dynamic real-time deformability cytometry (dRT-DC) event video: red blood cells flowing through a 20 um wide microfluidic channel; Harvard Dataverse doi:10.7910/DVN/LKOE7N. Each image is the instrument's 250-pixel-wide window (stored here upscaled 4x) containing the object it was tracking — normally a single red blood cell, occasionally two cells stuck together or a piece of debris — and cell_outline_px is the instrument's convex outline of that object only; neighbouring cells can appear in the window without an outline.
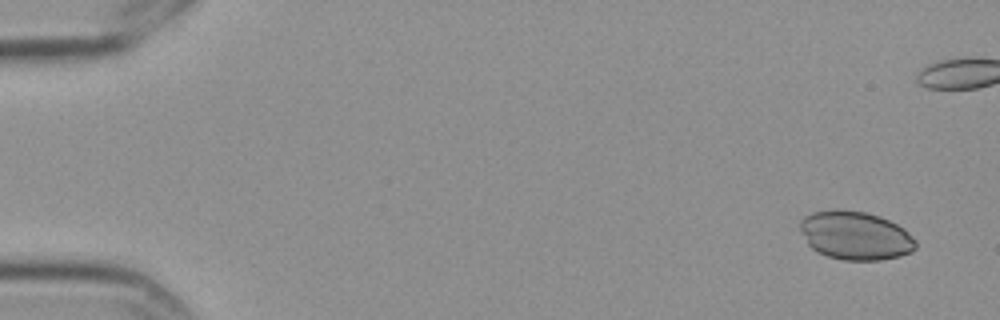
{"species": "Egyptian fruit bat (a non-hibernating species)", "species_latin": "Rousettus aegyptiacus", "temperature_condition": "cold", "stored_images_in_passage": 6, "camera_frame_rate_fps": 3000, "um_per_image_px": 0.085, "frame": {"image": 1, "passage_image": 1, "time_ms": 0.0, "image_size_px": [1000, 320], "cell_outline_px": [[916, 248], [912, 252], [900, 256], [880, 260], [844, 260], [828, 256], [816, 252], [808, 244], [800, 228], [800, 220], [804, 216], [812, 212], [832, 208], [840, 208], [864, 212], [880, 216], [904, 228], [916, 240]], "centroid_in_image_um": [72.7, 20.0], "position_along_channel_um": 12.3, "area_um2": 33.0}}